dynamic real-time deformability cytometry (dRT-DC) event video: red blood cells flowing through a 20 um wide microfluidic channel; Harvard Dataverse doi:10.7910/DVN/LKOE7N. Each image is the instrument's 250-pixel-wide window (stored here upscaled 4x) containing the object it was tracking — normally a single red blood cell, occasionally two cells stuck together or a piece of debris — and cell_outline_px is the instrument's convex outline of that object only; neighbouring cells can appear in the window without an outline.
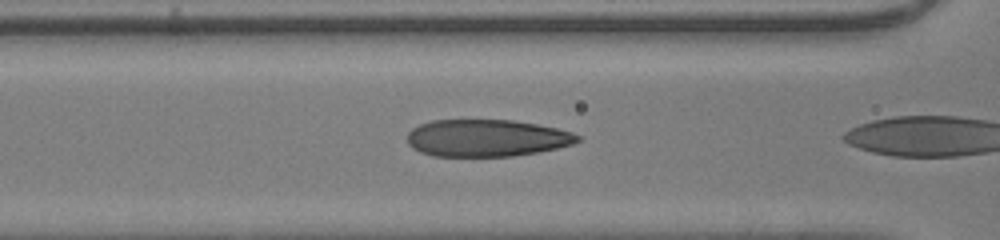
{"species": "human", "species_latin": "Homo sapiens", "temperature_condition": "room temperature", "stored_images_in_passage": 19, "camera_frame_rate_fps": 3000, "um_per_image_px": 0.085, "donor": {"sex": "male"}, "frame": {"image": 1, "passage_image": 18, "time_ms": 5.667, "image_size_px": [1000, 240], "cell_outline_px": [[580, 140], [572, 144], [540, 152], [512, 156], [432, 156], [420, 152], [412, 148], [408, 144], [408, 132], [412, 128], [420, 124], [432, 120], [512, 120], [536, 124], [556, 128], [572, 132], [580, 136]], "centroid_in_image_um": [41.35, 11.73], "position_along_channel_um": 125.3, "area_um2": 36.88}}